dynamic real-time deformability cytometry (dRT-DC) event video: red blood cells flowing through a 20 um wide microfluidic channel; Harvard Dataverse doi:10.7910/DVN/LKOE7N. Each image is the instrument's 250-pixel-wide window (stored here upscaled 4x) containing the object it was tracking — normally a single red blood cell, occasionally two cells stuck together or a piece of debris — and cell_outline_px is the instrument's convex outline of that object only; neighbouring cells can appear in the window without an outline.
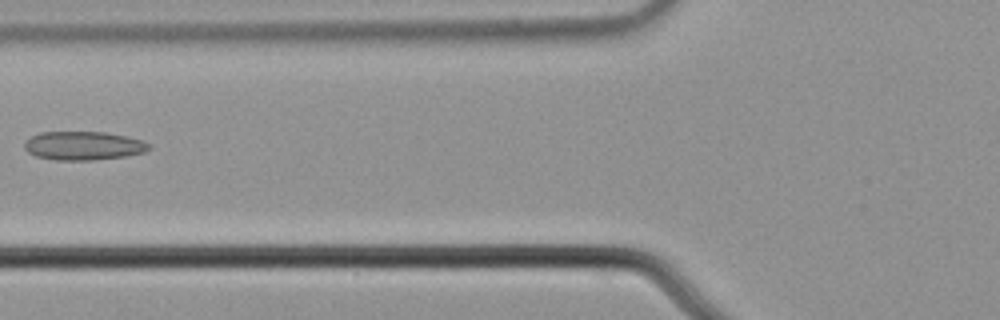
{"species": "common noctule bat (a hibernating species)", "species_latin": "Nyctalus noctula", "temperature_condition": "cold", "stored_images_in_passage": 5, "camera_frame_rate_fps": 3000, "um_per_image_px": 0.085, "animal": {"sex": "male", "body_mass_g": 21.5, "forearm_length_mm": 52.0}, "frame": {"image": 1, "passage_image": 5, "time_ms": 1.333, "image_size_px": [1000, 320], "cell_outline_px": [[152, 148], [144, 152], [124, 156], [92, 160], [56, 160], [36, 156], [28, 152], [24, 148], [24, 144], [32, 136], [40, 132], [104, 132], [128, 136], [144, 140], [152, 144]], "centroid_in_image_um": [7.14, 12.38], "position_along_channel_um": 118.7, "area_um2": 20.87}}